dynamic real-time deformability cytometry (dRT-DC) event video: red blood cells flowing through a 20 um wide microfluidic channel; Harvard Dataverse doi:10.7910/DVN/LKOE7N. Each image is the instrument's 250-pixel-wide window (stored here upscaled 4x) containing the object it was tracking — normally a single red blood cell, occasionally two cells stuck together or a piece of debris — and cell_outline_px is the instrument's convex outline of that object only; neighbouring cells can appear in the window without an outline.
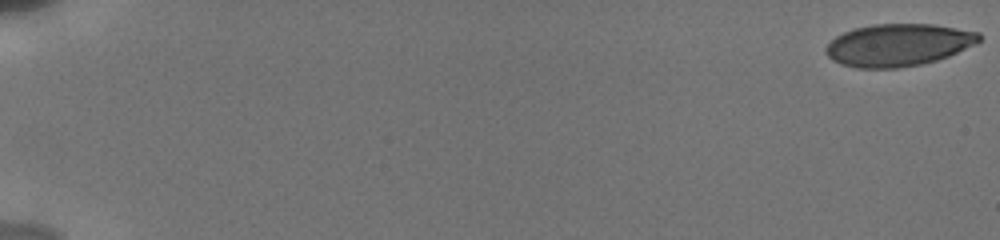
{"species": "human", "species_latin": "Homo sapiens", "temperature_condition": "cold", "stored_images_in_passage": 37, "camera_frame_rate_fps": 3000, "um_per_image_px": 0.085, "donor": {"sex": "male"}, "frame": {"image": 1, "passage_image": 1, "time_ms": 0.0, "image_size_px": [1000, 240], "cell_outline_px": [[980, 40], [976, 44], [948, 56], [936, 60], [920, 64], [896, 68], [856, 68], [840, 64], [832, 60], [824, 52], [824, 48], [836, 36], [852, 28], [872, 24], [932, 24], [980, 32]], "centroid_in_image_um": [76.32, 3.82], "position_along_channel_um": 8.7, "area_um2": 37.86}}
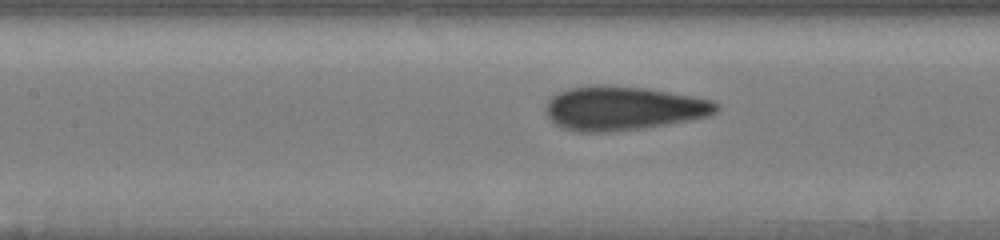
{"frame": {"image": 2, "passage_image": 16, "time_ms": 9.0, "image_size_px": [1000, 240], "cell_outline_px": [[720, 108], [716, 112], [708, 116], [688, 120], [640, 128], [600, 132], [580, 132], [564, 128], [556, 124], [548, 116], [544, 108], [544, 104], [552, 96], [568, 88], [596, 84], [600, 84], [644, 88], [692, 96], [712, 100], [720, 104]], "centroid_in_image_um": [52.95, 9.18], "position_along_channel_um": 154.5, "area_um2": 43.41}}
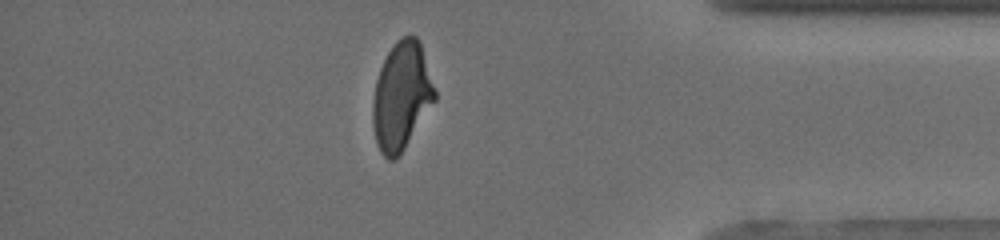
{"frame": {"image": 3, "passage_image": 32, "time_ms": 16.0, "image_size_px": [1000, 240], "cell_outline_px": [[436, 100], [404, 148], [392, 160], [388, 160], [380, 152], [376, 144], [372, 124], [372, 104], [376, 80], [380, 68], [388, 52], [396, 40], [400, 36], [416, 36], [420, 40], [436, 92]], "centroid_in_image_um": [34.12, 8.15], "position_along_channel_um": 401.1, "area_um2": 38.9}, "authors_computed_cell_mechanics": {"area_um2": 40.46, "velocity_mm_per_s": 3.8451, "shape_relaxation_time_tau1_ms": 7.3276, "shape_relaxation_time_tau2_ms": null, "deformation_change_tau1": 0.1904, "deformation_change_tau2": null}}